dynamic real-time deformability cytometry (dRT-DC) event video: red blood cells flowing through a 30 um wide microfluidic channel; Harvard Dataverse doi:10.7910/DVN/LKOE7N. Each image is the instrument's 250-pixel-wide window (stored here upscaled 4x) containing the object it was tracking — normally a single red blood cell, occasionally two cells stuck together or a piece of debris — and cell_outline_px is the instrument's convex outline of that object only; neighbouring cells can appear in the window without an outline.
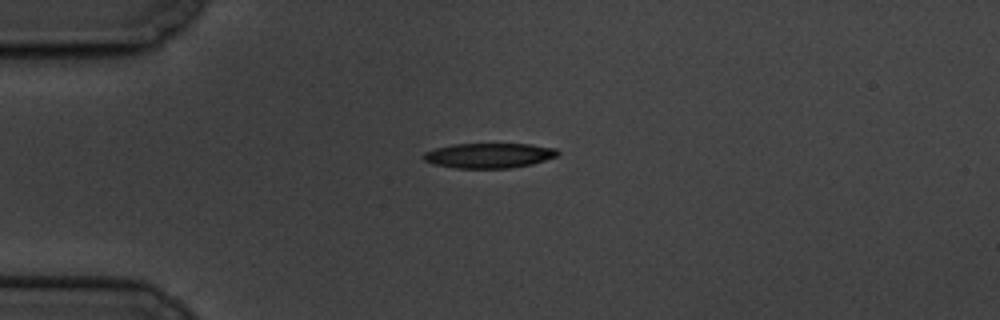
{"species": "common noctule bat (a hibernating species)", "species_latin": "Nyctalus noctula", "temperature_condition": "cold", "stored_images_in_passage": 3, "camera_frame_rate_fps": 3000, "um_per_image_px": 0.085, "animal": {"sex": "male", "body_mass_g": 19.5, "forearm_length_mm": 54.6}, "frame": {"image": 1, "passage_image": 1, "time_ms": 0.0, "image_size_px": [1000, 320], "cell_outline_px": [[560, 152], [556, 156], [532, 164], [508, 168], [456, 168], [432, 164], [424, 160], [420, 156], [424, 152], [436, 148], [452, 144], [532, 144], [556, 148]], "centroid_in_image_um": [41.53, 13.21], "position_along_channel_um": 43.5, "area_um2": 19.59}}
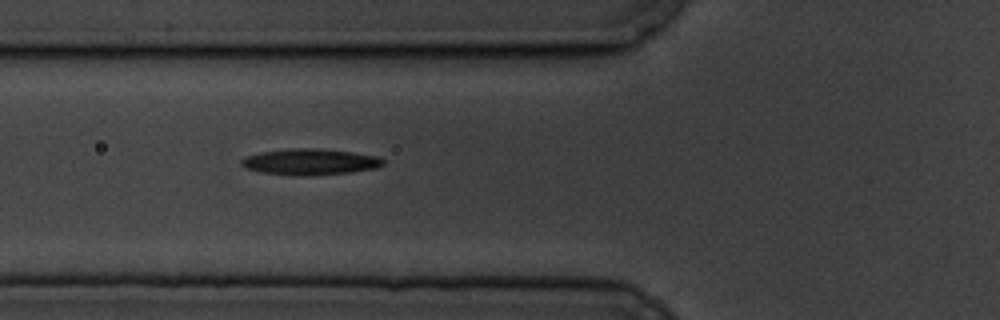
{"frame": {"image": 2, "passage_image": 3, "time_ms": 2.333, "image_size_px": [1000, 320], "cell_outline_px": [[384, 164], [376, 168], [348, 172], [308, 176], [300, 176], [260, 172], [244, 168], [240, 164], [240, 160], [248, 156], [260, 152], [288, 148], [320, 148], [352, 152], [380, 156], [384, 160]], "centroid_in_image_um": [26.35, 13.75], "position_along_channel_um": 99.5, "area_um2": 21.73}}